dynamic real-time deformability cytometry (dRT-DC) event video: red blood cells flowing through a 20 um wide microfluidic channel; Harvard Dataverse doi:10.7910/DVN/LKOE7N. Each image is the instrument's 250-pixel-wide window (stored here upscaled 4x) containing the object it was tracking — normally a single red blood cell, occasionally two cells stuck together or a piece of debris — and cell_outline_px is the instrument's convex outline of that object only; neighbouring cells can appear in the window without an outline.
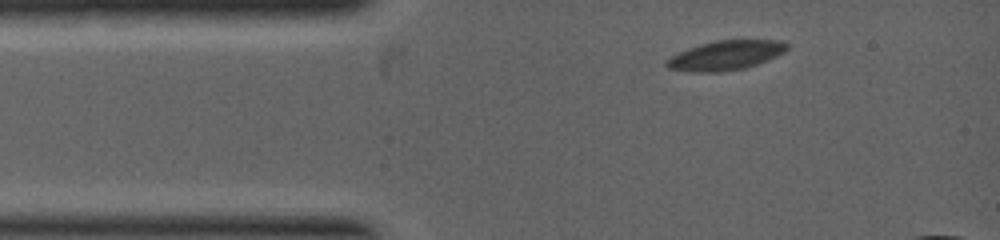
{"species": "common noctule bat (a hibernating species)", "species_latin": "Nyctalus noctula", "temperature_condition": "warm", "stored_images_in_passage": 3, "camera_frame_rate_fps": 5000, "um_per_image_px": 0.085, "animal": {"sex": "female", "body_mass_g": 19.0, "forearm_length_mm": 53.3}, "frame": {"image": 1, "passage_image": 1, "time_ms": 0.0, "image_size_px": [1000, 240], "cell_outline_px": [[788, 48], [784, 52], [776, 56], [756, 64], [744, 68], [720, 72], [692, 72], [668, 68], [664, 64], [672, 56], [688, 48], [700, 44], [716, 40], [780, 40], [788, 44]], "centroid_in_image_um": [61.68, 4.7], "position_along_channel_um": 23.3, "area_um2": 20.46}}
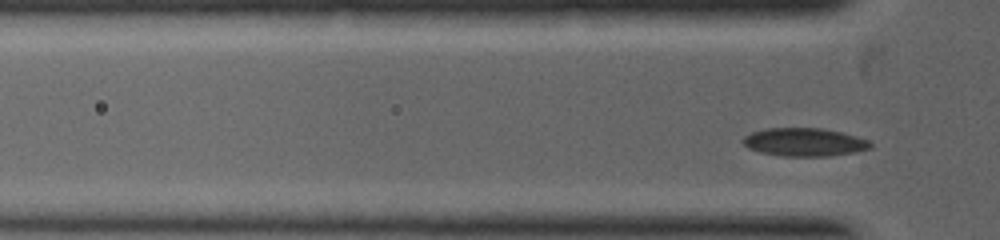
{"frame": {"image": 2, "passage_image": 3, "time_ms": 2.2, "image_size_px": [1000, 240], "cell_outline_px": [[872, 148], [856, 152], [828, 156], [780, 156], [760, 152], [748, 148], [740, 140], [744, 136], [752, 132], [768, 128], [824, 128], [856, 136], [868, 140], [872, 144]], "centroid_in_image_um": [68.36, 12.08], "position_along_channel_um": 57.4, "area_um2": 21.04}}